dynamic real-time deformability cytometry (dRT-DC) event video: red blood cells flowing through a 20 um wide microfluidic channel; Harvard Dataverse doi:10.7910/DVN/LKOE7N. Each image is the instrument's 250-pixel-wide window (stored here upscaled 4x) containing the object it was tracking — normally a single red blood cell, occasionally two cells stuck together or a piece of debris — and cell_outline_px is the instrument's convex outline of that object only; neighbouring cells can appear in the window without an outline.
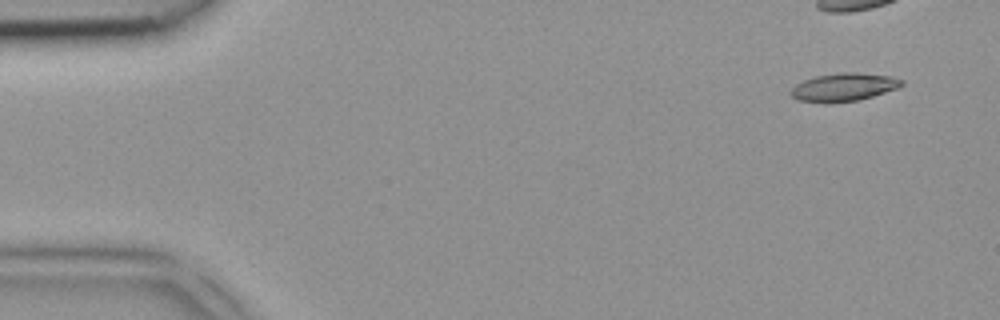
{"species": "common noctule bat (a hibernating species)", "species_latin": "Nyctalus noctula", "temperature_condition": "room temperature", "stored_images_in_passage": 4, "camera_frame_rate_fps": 3000, "um_per_image_px": 0.085, "animal": {"sex": "female", "body_mass_g": 18.4}, "frame": {"image": 1, "passage_image": 1, "time_ms": 0.0, "image_size_px": [1000, 320], "cell_outline_px": [[904, 84], [896, 88], [860, 100], [828, 104], [824, 104], [796, 100], [788, 92], [796, 84], [804, 80], [816, 76], [840, 72], [852, 72], [892, 76], [904, 80]], "centroid_in_image_um": [71.67, 7.43], "position_along_channel_um": 13.3, "area_um2": 18.38}}